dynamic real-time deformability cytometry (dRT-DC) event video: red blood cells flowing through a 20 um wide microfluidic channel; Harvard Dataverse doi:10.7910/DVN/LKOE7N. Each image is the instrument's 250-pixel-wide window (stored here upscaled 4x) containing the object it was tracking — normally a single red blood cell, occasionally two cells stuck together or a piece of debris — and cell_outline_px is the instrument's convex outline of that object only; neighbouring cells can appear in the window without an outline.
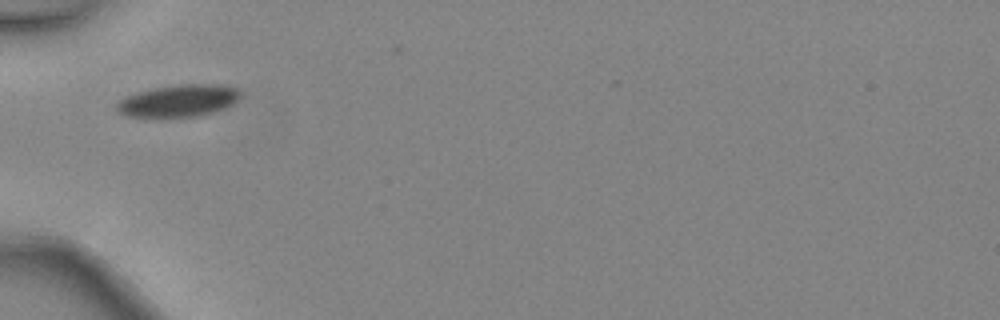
{"species": "common noctule bat (a hibernating species)", "species_latin": "Nyctalus noctula", "temperature_condition": "warm", "stored_images_in_passage": 3, "camera_frame_rate_fps": 3000, "um_per_image_px": 0.085, "animal": {"sex": "female", "body_mass_g": 24.6, "forearm_length_mm": 56.2}, "frame": {"image": 1, "passage_image": 3, "time_ms": 0.667, "image_size_px": [1000, 320], "cell_outline_px": [[240, 96], [232, 104], [224, 108], [200, 116], [128, 116], [120, 112], [116, 108], [116, 104], [120, 100], [128, 96], [140, 92], [156, 88], [180, 84], [220, 84], [236, 88], [240, 92]], "centroid_in_image_um": [15.22, 8.55], "position_along_channel_um": 69.8, "area_um2": 22.54}}